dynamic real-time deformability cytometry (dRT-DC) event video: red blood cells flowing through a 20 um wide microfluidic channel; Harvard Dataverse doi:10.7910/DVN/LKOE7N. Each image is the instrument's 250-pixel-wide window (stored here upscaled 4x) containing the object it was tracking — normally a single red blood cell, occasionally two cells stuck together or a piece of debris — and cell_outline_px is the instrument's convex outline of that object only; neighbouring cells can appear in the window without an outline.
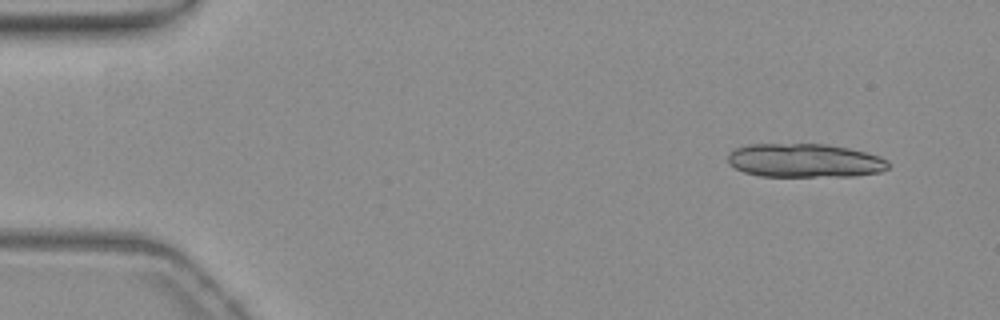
{"species": "common noctule bat (a hibernating species)", "species_latin": "Nyctalus noctula", "temperature_condition": "warm", "stored_images_in_passage": 12, "camera_frame_rate_fps": 3000, "um_per_image_px": 0.085, "animal": {"sex": "female", "body_mass_g": 19.3, "forearm_length_mm": 54.1}, "frame": {"image": 1, "passage_image": 1, "time_ms": 0.0, "image_size_px": [1000, 320], "cell_outline_px": [[888, 168], [880, 172], [856, 176], [760, 176], [744, 172], [728, 164], [728, 152], [732, 148], [748, 144], [828, 144], [848, 148], [880, 156], [888, 160]], "centroid_in_image_um": [68.37, 13.64], "position_along_channel_um": 16.6, "area_um2": 31.79}}